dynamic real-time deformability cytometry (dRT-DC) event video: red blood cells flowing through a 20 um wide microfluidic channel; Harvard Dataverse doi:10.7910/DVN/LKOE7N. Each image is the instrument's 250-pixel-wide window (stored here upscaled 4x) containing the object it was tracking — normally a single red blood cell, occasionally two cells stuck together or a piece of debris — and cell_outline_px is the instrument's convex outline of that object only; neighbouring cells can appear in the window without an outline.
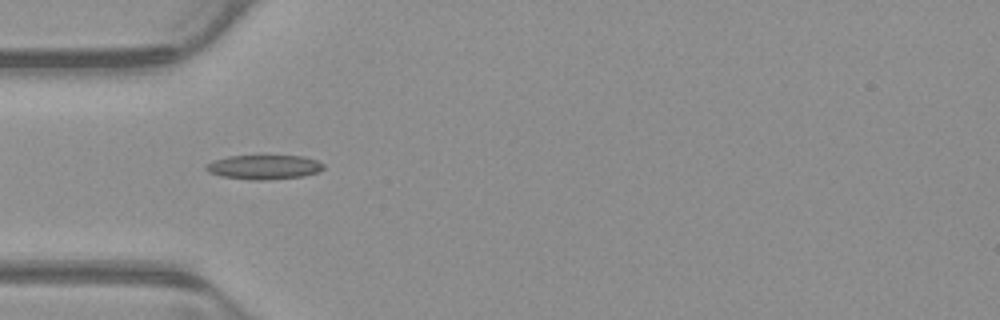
{"species": "common noctule bat (a hibernating species)", "species_latin": "Nyctalus noctula", "temperature_condition": "warm", "stored_images_in_passage": 38, "camera_frame_rate_fps": 3000, "um_per_image_px": 0.085, "animal": {"sex": "male", "body_mass_g": 23.1, "forearm_length_mm": 52.7}, "frame": {"image": 1, "passage_image": 1, "time_ms": 0.0, "image_size_px": [1000, 320], "cell_outline_px": [[324, 168], [316, 172], [304, 176], [268, 180], [252, 180], [220, 176], [208, 172], [204, 168], [204, 164], [212, 160], [228, 156], [304, 156], [316, 160], [324, 164]], "centroid_in_image_um": [22.39, 14.2], "position_along_channel_um": 62.6, "area_um2": 16.82}}
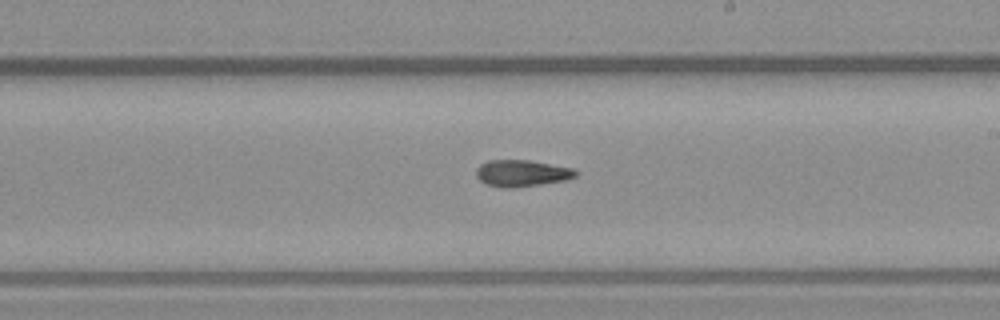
{"frame": {"image": 2, "passage_image": 15, "time_ms": 4.667, "image_size_px": [1000, 320], "cell_outline_px": [[580, 172], [576, 176], [564, 180], [540, 184], [508, 188], [500, 188], [484, 184], [476, 176], [476, 168], [480, 164], [488, 160], [528, 160], [572, 168]], "centroid_in_image_um": [44.31, 14.72], "position_along_channel_um": 244.7, "area_um2": 15.43}}
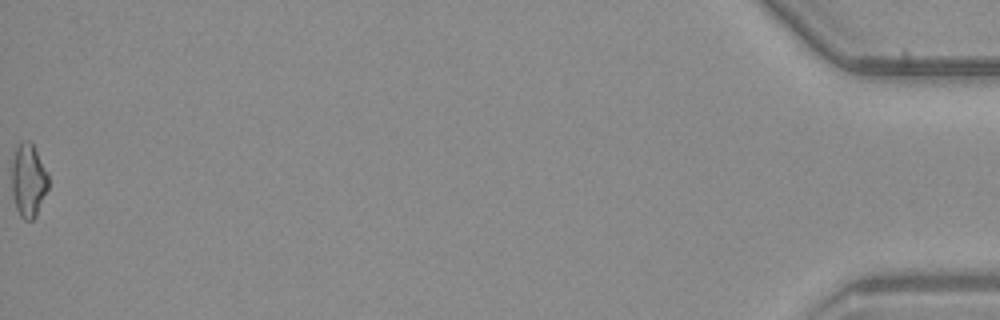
{"frame": {"image": 3, "passage_image": 38, "time_ms": 12.333, "image_size_px": [1000, 320], "cell_outline_px": [[48, 188], [36, 216], [32, 220], [24, 220], [20, 216], [16, 208], [12, 196], [12, 160], [16, 144], [20, 140], [28, 140], [32, 144], [48, 172]], "centroid_in_image_um": [2.4, 15.31], "position_along_channel_um": 432.8, "area_um2": 15.84}, "authors_computed_cell_mechanics": {"area_um2": 15.2014, "velocity_mm_per_s": 3.9, "shape_relaxation_time_tau1_ms": null, "shape_relaxation_time_tau2_ms": 7.1895, "deformation_change_tau1": null, "deformation_change_tau2": 0.1761}}